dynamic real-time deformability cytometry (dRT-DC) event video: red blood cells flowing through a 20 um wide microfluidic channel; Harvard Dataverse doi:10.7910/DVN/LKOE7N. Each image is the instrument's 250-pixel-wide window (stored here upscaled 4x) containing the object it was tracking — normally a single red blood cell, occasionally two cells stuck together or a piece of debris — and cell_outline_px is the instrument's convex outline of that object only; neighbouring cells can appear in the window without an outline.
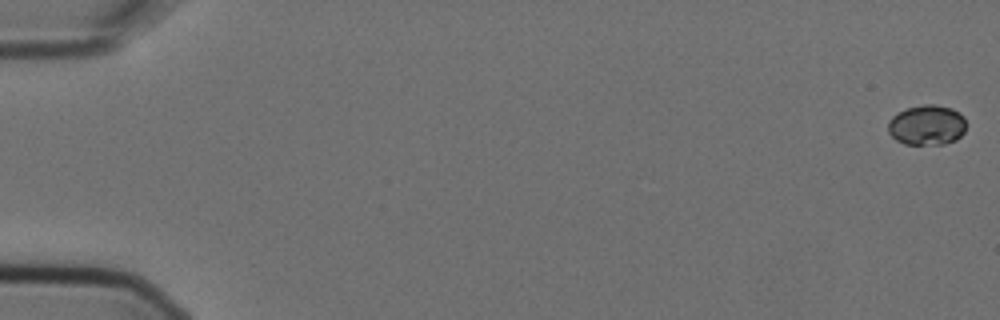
{"species": "Egyptian fruit bat (a non-hibernating species)", "species_latin": "Rousettus aegyptiacus", "temperature_condition": "cold", "stored_images_in_passage": 5, "camera_frame_rate_fps": 3000, "um_per_image_px": 0.085, "animal": {"sex": "female"}, "frame": {"image": 1, "passage_image": 1, "time_ms": 0.0, "image_size_px": [1000, 320], "cell_outline_px": [[964, 132], [956, 140], [944, 144], [904, 144], [896, 140], [888, 132], [888, 120], [892, 116], [908, 108], [924, 104], [932, 104], [952, 108], [960, 112], [964, 116]], "centroid_in_image_um": [78.78, 10.63], "position_along_channel_um": 6.2, "area_um2": 18.26}}
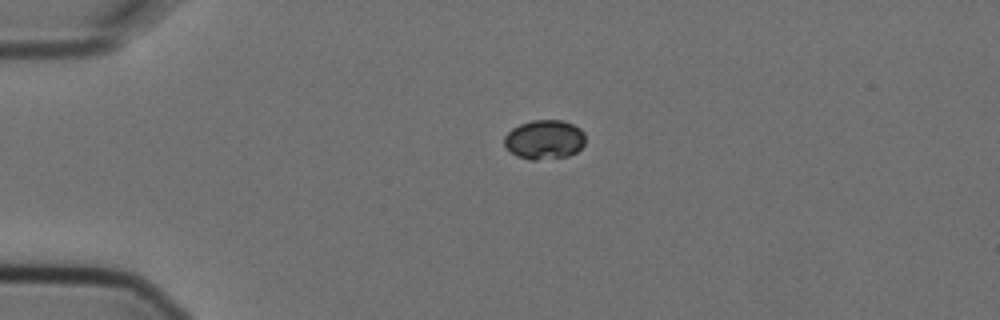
{"frame": {"image": 2, "passage_image": 4, "time_ms": 1.0, "image_size_px": [1000, 320], "cell_outline_px": [[584, 144], [576, 152], [568, 156], [536, 160], [528, 160], [516, 156], [504, 144], [504, 136], [512, 128], [520, 124], [532, 120], [560, 120], [572, 124], [580, 128], [584, 132]], "centroid_in_image_um": [46.27, 11.86], "position_along_channel_um": 38.7, "area_um2": 18.55}}